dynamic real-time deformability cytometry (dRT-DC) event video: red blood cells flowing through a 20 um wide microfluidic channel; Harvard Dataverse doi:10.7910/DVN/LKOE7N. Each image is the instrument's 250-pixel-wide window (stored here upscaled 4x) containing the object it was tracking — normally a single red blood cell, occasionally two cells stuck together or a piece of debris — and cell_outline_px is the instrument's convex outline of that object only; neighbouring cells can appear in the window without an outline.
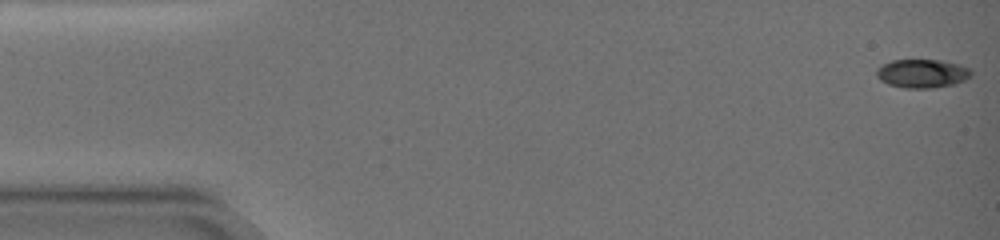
{"species": "common noctule bat (a hibernating species)", "species_latin": "Nyctalus noctula", "temperature_condition": "warm", "stored_images_in_passage": 17, "camera_frame_rate_fps": 3000, "um_per_image_px": 0.085, "animal": {"sex": "female", "body_mass_g": 19.0, "forearm_length_mm": 51.5}, "frame": {"image": 1, "passage_image": 1, "time_ms": 0.0, "image_size_px": [1000, 240], "cell_outline_px": [[972, 76], [956, 84], [932, 88], [904, 88], [888, 84], [880, 80], [876, 76], [876, 68], [892, 60], [940, 60], [960, 64], [972, 68]], "centroid_in_image_um": [78.42, 6.25], "position_along_channel_um": 6.6, "area_um2": 16.01}}
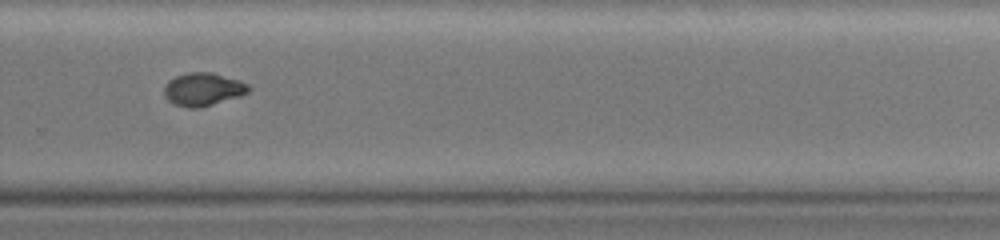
{"frame": {"image": 2, "passage_image": 12, "time_ms": 12.667, "image_size_px": [1000, 240], "cell_outline_px": [[252, 88], [248, 92], [240, 96], [200, 108], [188, 108], [176, 104], [168, 100], [164, 96], [164, 84], [168, 80], [176, 76], [188, 72], [208, 72], [240, 80], [248, 84]], "centroid_in_image_um": [17.25, 7.59], "position_along_channel_um": 312.5, "area_um2": 16.3}}
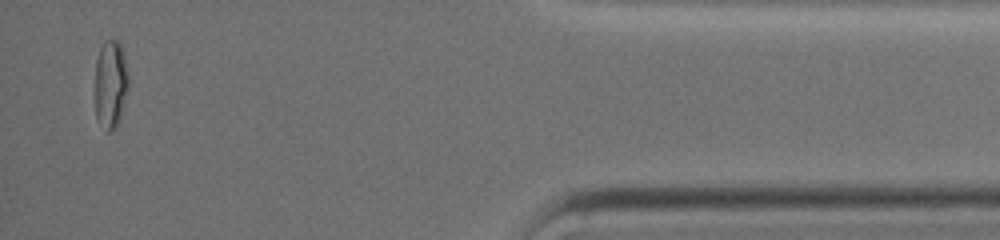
{"frame": {"image": 3, "passage_image": 17, "time_ms": 17.333, "image_size_px": [1000, 240], "cell_outline_px": [[128, 88], [120, 120], [116, 128], [108, 132], [96, 116], [96, 60], [100, 48], [104, 40], [120, 40], [124, 52], [128, 72]], "centroid_in_image_um": [9.43, 7.1], "position_along_channel_um": 425.8, "area_um2": 17.28}}